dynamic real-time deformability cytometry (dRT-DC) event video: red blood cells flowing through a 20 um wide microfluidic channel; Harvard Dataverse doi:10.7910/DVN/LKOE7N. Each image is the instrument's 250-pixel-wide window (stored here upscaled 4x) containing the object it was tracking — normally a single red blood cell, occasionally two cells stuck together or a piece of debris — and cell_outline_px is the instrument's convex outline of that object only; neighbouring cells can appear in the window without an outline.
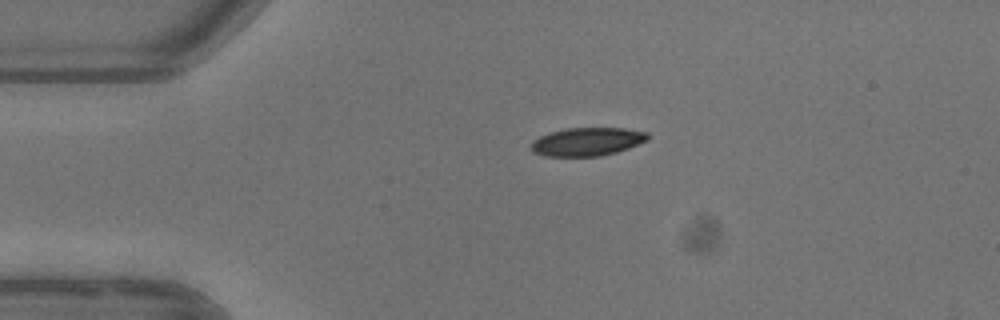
{"species": "common noctule bat (a hibernating species)", "species_latin": "Nyctalus noctula", "temperature_condition": "warm", "stored_images_in_passage": 2, "camera_frame_rate_fps": 3000, "um_per_image_px": 0.085, "animal": {"sex": "female"}, "frame": {"image": 1, "passage_image": 1, "time_ms": 0.0, "image_size_px": [1000, 320], "cell_outline_px": [[648, 140], [628, 148], [616, 152], [600, 156], [544, 156], [532, 152], [532, 140], [540, 136], [552, 132], [568, 128], [624, 128], [648, 132]], "centroid_in_image_um": [49.92, 12.04], "position_along_channel_um": 35.1, "area_um2": 19.13}}